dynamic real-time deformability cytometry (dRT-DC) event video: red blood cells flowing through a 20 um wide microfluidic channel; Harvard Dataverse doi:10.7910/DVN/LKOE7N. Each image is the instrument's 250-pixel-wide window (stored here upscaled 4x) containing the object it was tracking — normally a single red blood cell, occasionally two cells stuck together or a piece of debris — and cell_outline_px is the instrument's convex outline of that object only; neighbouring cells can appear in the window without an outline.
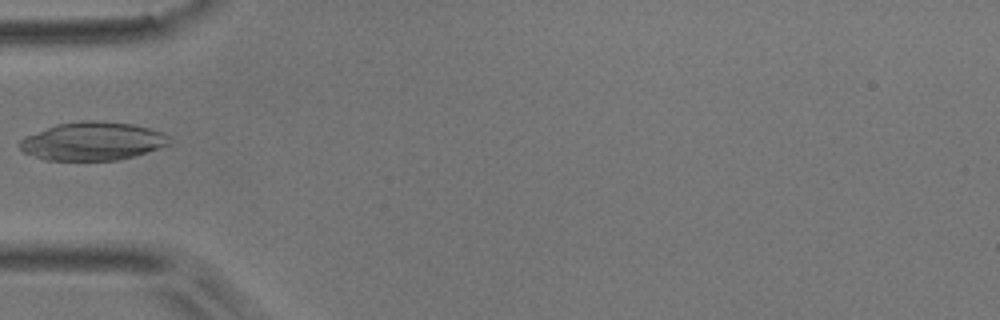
{"species": "common noctule bat (a hibernating species)", "species_latin": "Nyctalus noctula", "temperature_condition": "room temperature", "stored_images_in_passage": 5, "camera_frame_rate_fps": 3000, "um_per_image_px": 0.085, "animal": {"sex": "male", "body_mass_g": 17.9}, "frame": {"image": 1, "passage_image": 5, "time_ms": 5.333, "image_size_px": [1000, 320], "cell_outline_px": [[172, 144], [132, 156], [116, 160], [44, 160], [24, 152], [16, 144], [24, 136], [56, 124], [80, 120], [96, 120], [132, 124], [148, 128], [160, 132], [168, 136]], "centroid_in_image_um": [7.81, 11.99], "position_along_channel_um": 77.2, "area_um2": 33.41}}